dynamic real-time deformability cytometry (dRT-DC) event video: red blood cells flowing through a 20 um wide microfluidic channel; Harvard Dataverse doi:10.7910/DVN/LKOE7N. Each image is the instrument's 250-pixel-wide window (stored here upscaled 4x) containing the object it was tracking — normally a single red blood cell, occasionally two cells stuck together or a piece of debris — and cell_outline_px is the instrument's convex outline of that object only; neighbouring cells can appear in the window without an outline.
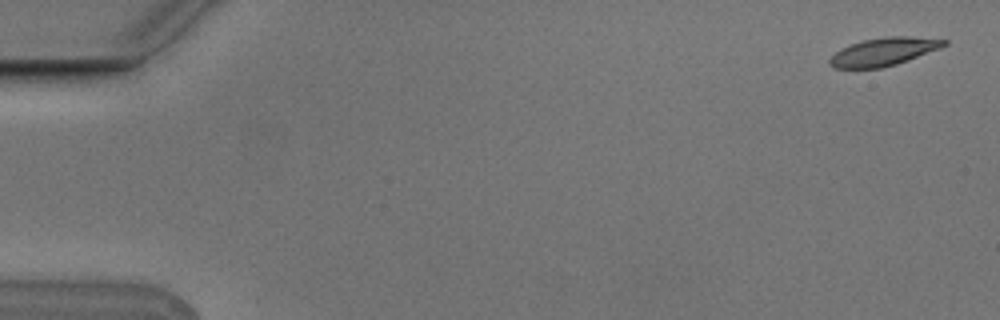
{"species": "Egyptian fruit bat (a non-hibernating species)", "species_latin": "Rousettus aegyptiacus", "temperature_condition": "cold", "stored_images_in_passage": 6, "camera_frame_rate_fps": 3000, "um_per_image_px": 0.085, "animal": {"sex": "male"}, "frame": {"image": 1, "passage_image": 1, "time_ms": 0.0, "image_size_px": [1000, 320], "cell_outline_px": [[948, 44], [940, 48], [908, 60], [896, 64], [880, 68], [832, 68], [828, 64], [828, 60], [836, 52], [852, 44], [864, 40], [888, 36], [908, 36], [948, 40]], "centroid_in_image_um": [75.12, 4.4], "position_along_channel_um": 9.9, "area_um2": 18.44}}
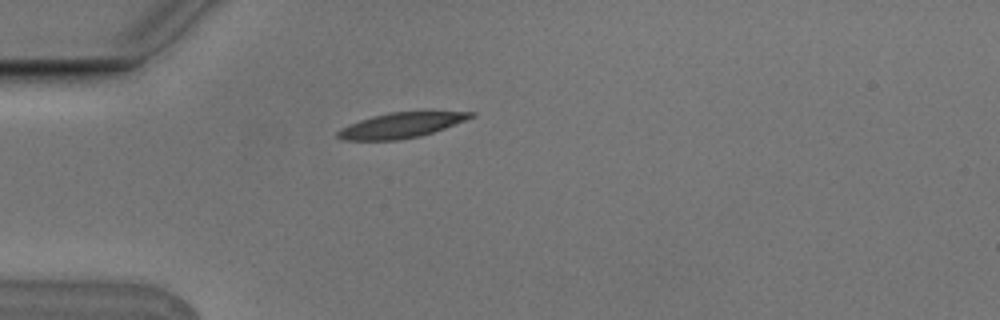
{"frame": {"image": 2, "passage_image": 5, "time_ms": 1.333, "image_size_px": [1000, 320], "cell_outline_px": [[476, 116], [444, 128], [420, 136], [400, 140], [344, 140], [336, 136], [336, 132], [340, 128], [348, 124], [372, 116], [388, 112], [432, 108], [476, 112]], "centroid_in_image_um": [34.21, 10.57], "position_along_channel_um": 50.8, "area_um2": 20.69}}